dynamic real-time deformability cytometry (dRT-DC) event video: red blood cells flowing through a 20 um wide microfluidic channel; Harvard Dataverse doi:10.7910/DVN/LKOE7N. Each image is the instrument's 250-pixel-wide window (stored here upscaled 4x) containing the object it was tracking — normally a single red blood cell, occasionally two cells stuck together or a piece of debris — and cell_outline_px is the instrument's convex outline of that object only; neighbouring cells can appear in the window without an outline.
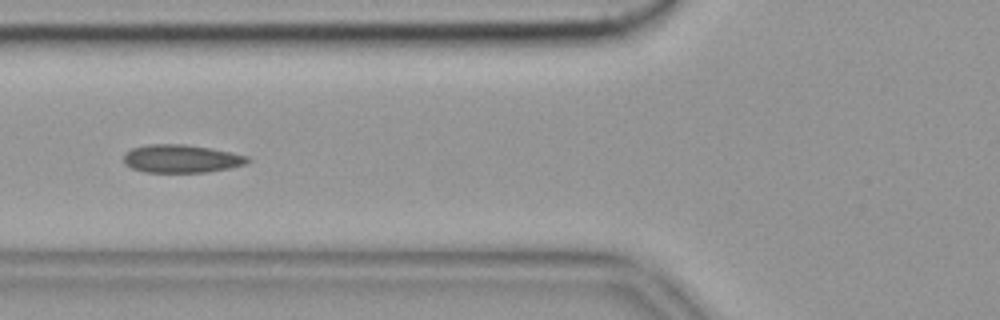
{"species": "common noctule bat (a hibernating species)", "species_latin": "Nyctalus noctula", "temperature_condition": "cold", "stored_images_in_passage": 39, "camera_frame_rate_fps": 3000, "um_per_image_px": 0.085, "animal": {"sex": "female", "body_mass_g": 19.9}, "frame": {"image": 1, "passage_image": 12, "time_ms": 3.667, "image_size_px": [1000, 320], "cell_outline_px": [[252, 160], [244, 164], [228, 168], [204, 172], [144, 172], [132, 168], [124, 164], [124, 152], [132, 148], [148, 144], [184, 144], [232, 152], [248, 156]], "centroid_in_image_um": [15.38, 13.48], "position_along_channel_um": 110.4, "area_um2": 20.23}, "authors_computed_cell_mechanics": {"area_um2": 19.652, "velocity_mm_per_s": 3.5279, "shape_relaxation_time_tau1_ms": null, "shape_relaxation_time_tau2_ms": 2.1253, "deformation_change_tau1": null, "deformation_change_tau2": 0.0831}}